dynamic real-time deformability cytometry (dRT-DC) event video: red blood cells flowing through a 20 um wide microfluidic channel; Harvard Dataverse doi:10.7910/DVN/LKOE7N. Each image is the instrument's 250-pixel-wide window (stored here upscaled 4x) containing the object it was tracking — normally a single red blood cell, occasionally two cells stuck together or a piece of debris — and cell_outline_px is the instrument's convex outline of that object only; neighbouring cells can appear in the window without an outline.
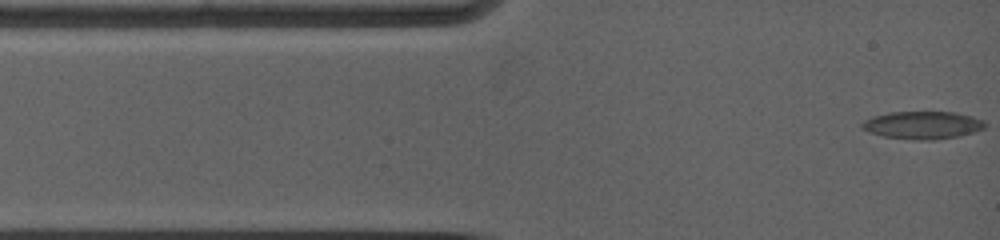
{"species": "common noctule bat (a hibernating species)", "species_latin": "Nyctalus noctula", "temperature_condition": "warm", "stored_images_in_passage": 26, "camera_frame_rate_fps": 5000, "um_per_image_px": 0.085, "animal": {"sex": "female", "body_mass_g": 19.0, "forearm_length_mm": 53.3}, "frame": {"image": 1, "passage_image": 1, "time_ms": 0.0, "image_size_px": [1000, 240], "cell_outline_px": [[984, 128], [972, 132], [956, 136], [888, 136], [872, 132], [864, 128], [864, 124], [868, 120], [876, 116], [892, 112], [952, 112], [968, 116], [980, 120], [984, 124]], "centroid_in_image_um": [78.47, 10.56], "position_along_channel_um": 6.5, "area_um2": 17.57}}
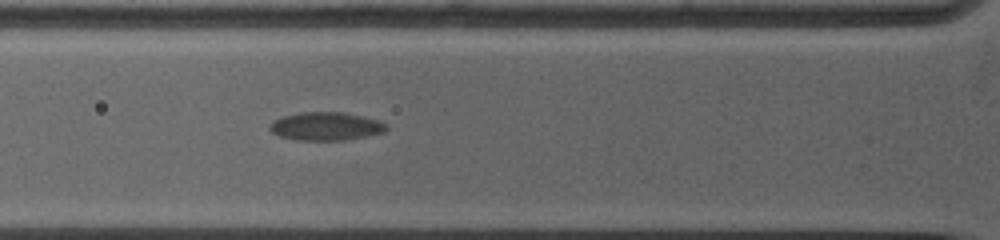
{"frame": {"image": 2, "passage_image": 23, "time_ms": 4.0, "image_size_px": [1000, 240], "cell_outline_px": [[388, 128], [380, 132], [340, 140], [296, 140], [280, 136], [272, 132], [272, 124], [276, 120], [284, 116], [304, 112], [340, 112], [360, 116], [376, 120], [384, 124]], "centroid_in_image_um": [27.65, 10.73], "position_along_channel_um": 98.1, "area_um2": 18.26}}
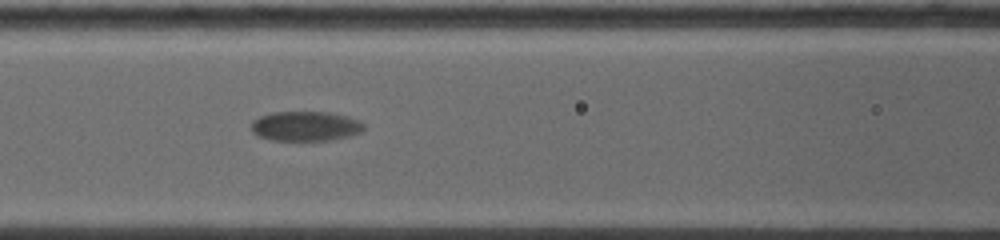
{"frame": {"image": 3, "passage_image": 26, "time_ms": 5.2, "image_size_px": [1000, 240], "cell_outline_px": [[364, 128], [356, 132], [328, 140], [276, 140], [260, 136], [252, 128], [252, 124], [260, 116], [276, 112], [324, 112], [340, 116], [352, 120], [360, 124]], "centroid_in_image_um": [25.86, 10.72], "position_along_channel_um": 140.7, "area_um2": 18.15}}